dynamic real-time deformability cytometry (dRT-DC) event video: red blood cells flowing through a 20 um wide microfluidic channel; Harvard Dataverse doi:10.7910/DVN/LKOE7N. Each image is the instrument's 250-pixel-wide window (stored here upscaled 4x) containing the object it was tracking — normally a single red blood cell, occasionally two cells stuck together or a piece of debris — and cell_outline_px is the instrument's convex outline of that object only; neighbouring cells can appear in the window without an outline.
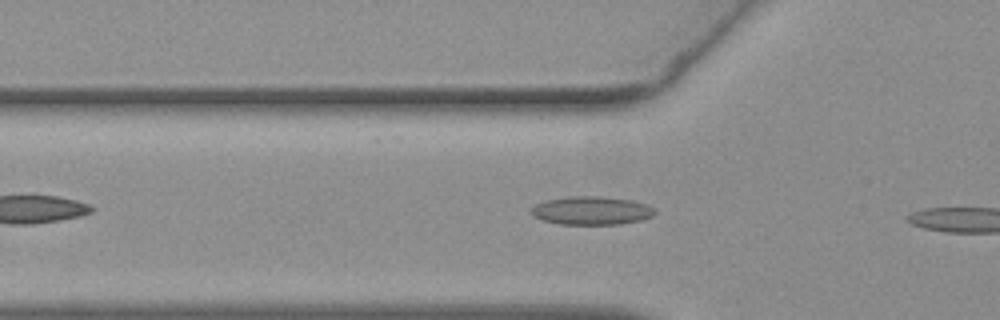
{"species": "common noctule bat (a hibernating species)", "species_latin": "Nyctalus noctula", "temperature_condition": "warm", "stored_images_in_passage": 5, "camera_frame_rate_fps": 3000, "um_per_image_px": 0.085, "animal": {"sex": "female", "body_mass_g": 19.3, "forearm_length_mm": 54.1}, "frame": {"image": 1, "passage_image": 3, "time_ms": 0.667, "image_size_px": [1000, 320], "cell_outline_px": [[656, 212], [652, 216], [640, 220], [620, 224], [560, 224], [544, 220], [532, 216], [532, 208], [536, 204], [544, 200], [572, 196], [600, 196], [632, 200], [648, 204], [656, 208]], "centroid_in_image_um": [50.31, 17.89], "position_along_channel_um": 75.5, "area_um2": 20.46}}